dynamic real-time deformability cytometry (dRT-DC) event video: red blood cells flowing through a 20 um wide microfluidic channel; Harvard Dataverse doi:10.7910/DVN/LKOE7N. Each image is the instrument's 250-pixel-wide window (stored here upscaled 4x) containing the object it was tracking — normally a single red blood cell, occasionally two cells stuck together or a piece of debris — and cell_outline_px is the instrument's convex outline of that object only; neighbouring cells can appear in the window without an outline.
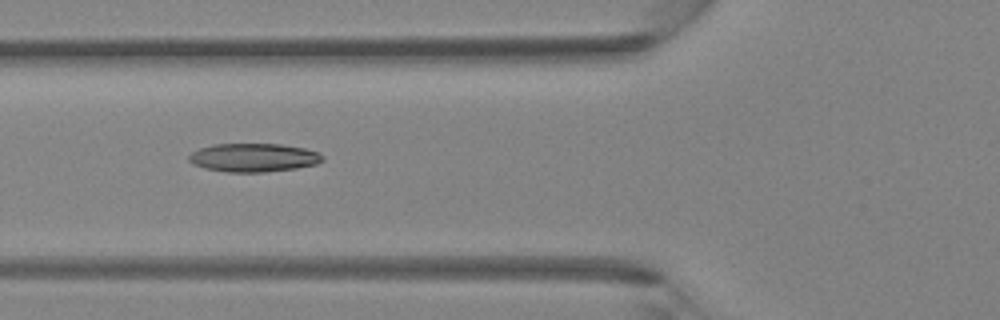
{"species": "Egyptian fruit bat (a non-hibernating species)", "species_latin": "Rousettus aegyptiacus", "temperature_condition": "room temperature", "stored_images_in_passage": 44, "camera_frame_rate_fps": 3000, "um_per_image_px": 0.085, "animal": {"sex": "female"}, "frame": {"image": 1, "passage_image": 17, "time_ms": 5.333, "image_size_px": [1000, 320], "cell_outline_px": [[324, 160], [316, 164], [296, 168], [264, 172], [224, 172], [204, 168], [192, 164], [188, 160], [188, 156], [192, 152], [200, 148], [212, 144], [280, 144], [304, 148], [320, 152], [324, 156]], "centroid_in_image_um": [21.55, 13.39], "position_along_channel_um": 104.3, "area_um2": 22.37}}
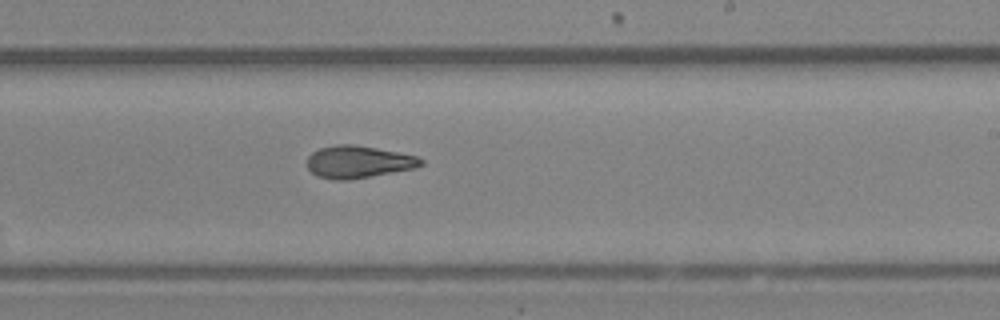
{"frame": {"image": 2, "passage_image": 27, "time_ms": 8.667, "image_size_px": [1000, 320], "cell_outline_px": [[424, 164], [416, 168], [348, 180], [336, 180], [316, 176], [308, 168], [308, 156], [312, 152], [320, 148], [336, 144], [352, 144], [376, 148], [420, 156], [424, 160]], "centroid_in_image_um": [30.49, 13.76], "position_along_channel_um": 258.5, "area_um2": 21.5}}
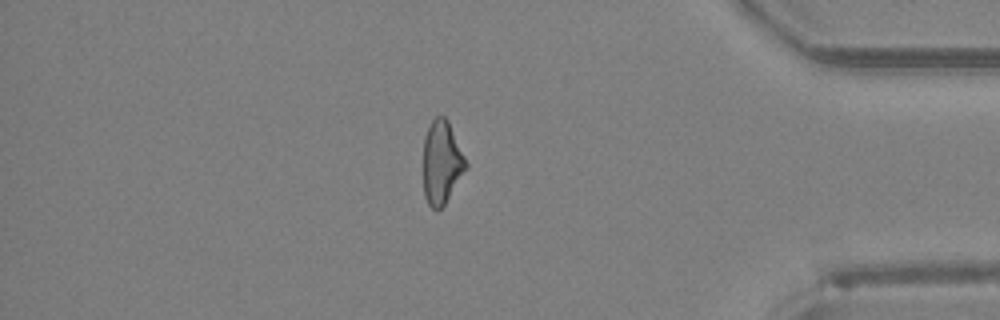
{"frame": {"image": 3, "passage_image": 38, "time_ms": 12.333, "image_size_px": [1000, 320], "cell_outline_px": [[468, 168], [444, 204], [436, 212], [428, 204], [424, 196], [424, 136], [432, 120], [436, 116], [444, 116], [448, 120], [468, 164]], "centroid_in_image_um": [37.55, 13.82], "position_along_channel_um": 397.7, "area_um2": 20.63}}